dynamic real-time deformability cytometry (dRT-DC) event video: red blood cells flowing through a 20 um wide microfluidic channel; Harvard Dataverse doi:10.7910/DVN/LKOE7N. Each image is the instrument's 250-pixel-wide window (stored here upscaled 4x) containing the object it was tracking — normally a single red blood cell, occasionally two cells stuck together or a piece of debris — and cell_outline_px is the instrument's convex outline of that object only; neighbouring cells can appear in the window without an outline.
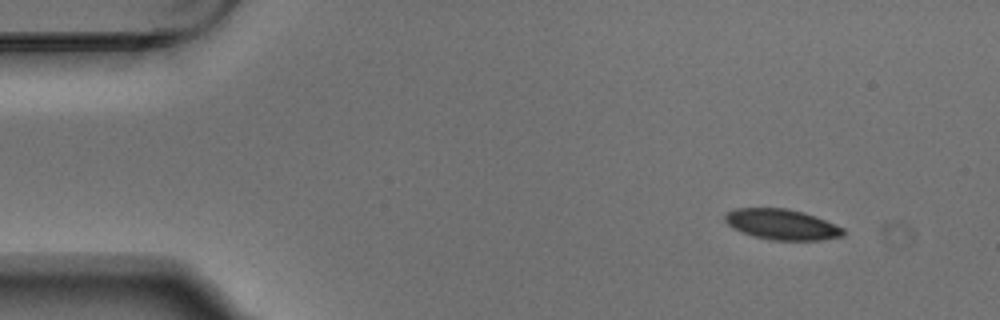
{"species": "Egyptian fruit bat (a non-hibernating species)", "species_latin": "Rousettus aegyptiacus", "temperature_condition": "warm", "stored_images_in_passage": 4, "camera_frame_rate_fps": 3000, "um_per_image_px": 0.085, "animal": {"sex": "male"}, "frame": {"image": 1, "passage_image": 1, "time_ms": 0.0, "image_size_px": [1000, 320], "cell_outline_px": [[844, 236], [816, 240], [772, 240], [752, 236], [740, 232], [732, 228], [724, 220], [724, 216], [728, 212], [736, 208], [788, 208], [804, 212], [844, 228]], "centroid_in_image_um": [66.42, 19.07], "position_along_channel_um": 18.6, "area_um2": 21.04}}
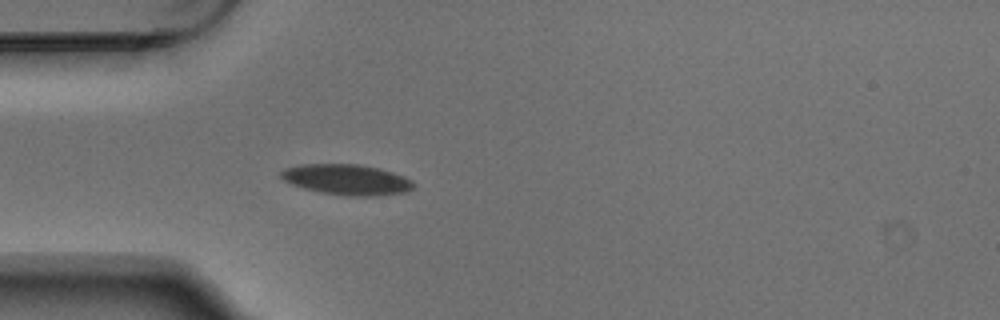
{"frame": {"image": 2, "passage_image": 4, "time_ms": 1.0, "image_size_px": [1000, 320], "cell_outline_px": [[416, 184], [408, 192], [372, 196], [348, 196], [320, 192], [304, 188], [292, 184], [284, 180], [280, 176], [280, 172], [284, 168], [300, 164], [360, 164], [380, 168], [404, 176], [412, 180]], "centroid_in_image_um": [29.49, 15.26], "position_along_channel_um": 55.5, "area_um2": 23.76}}